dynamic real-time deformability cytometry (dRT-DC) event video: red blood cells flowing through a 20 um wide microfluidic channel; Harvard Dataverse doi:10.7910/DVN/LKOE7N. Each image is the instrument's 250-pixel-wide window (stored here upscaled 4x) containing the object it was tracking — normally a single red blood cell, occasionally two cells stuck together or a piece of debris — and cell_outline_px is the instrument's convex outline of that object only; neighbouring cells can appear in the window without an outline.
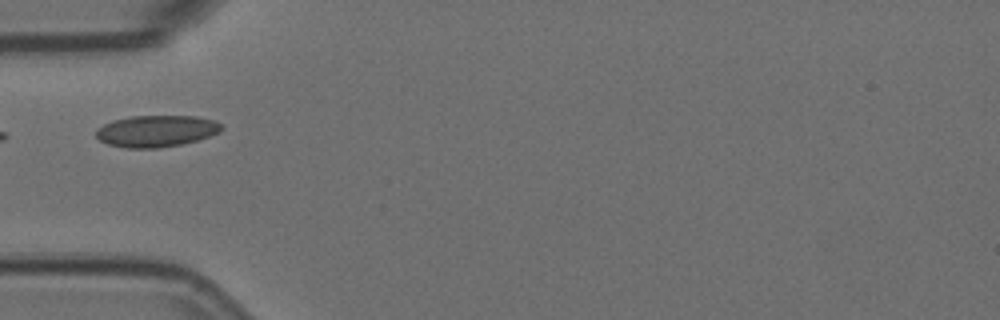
{"species": "Egyptian fruit bat (a non-hibernating species)", "species_latin": "Rousettus aegyptiacus", "temperature_condition": "room temperature", "stored_images_in_passage": 8, "camera_frame_rate_fps": 3000, "um_per_image_px": 0.085, "animal": {"sex": "female"}, "frame": {"image": 1, "passage_image": 3, "time_ms": 0.667, "image_size_px": [1000, 320], "cell_outline_px": [[224, 128], [220, 132], [196, 140], [180, 144], [156, 148], [124, 148], [108, 144], [100, 140], [96, 136], [96, 128], [112, 120], [132, 116], [196, 116], [212, 120], [220, 124]], "centroid_in_image_um": [13.25, 11.14], "position_along_channel_um": 71.7, "area_um2": 23.0}}
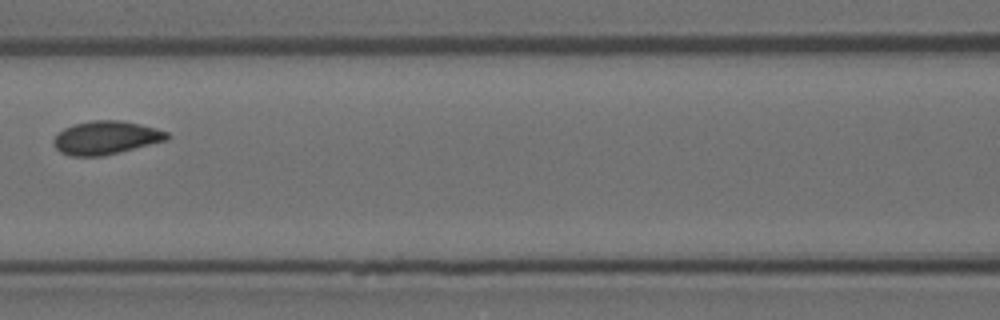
{"frame": {"image": 2, "passage_image": 5, "time_ms": 1.333, "image_size_px": [1000, 320], "cell_outline_px": [[172, 136], [168, 140], [104, 156], [72, 156], [60, 152], [52, 144], [52, 140], [64, 128], [72, 124], [92, 120], [120, 120], [140, 124], [156, 128], [168, 132]], "centroid_in_image_um": [9.02, 11.7], "position_along_channel_um": 157.6, "area_um2": 22.25}}
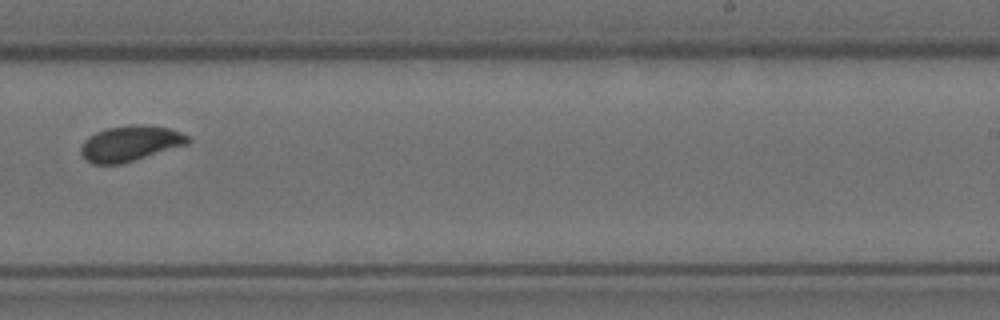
{"frame": {"image": 3, "passage_image": 8, "time_ms": 2.333, "image_size_px": [1000, 320], "cell_outline_px": [[192, 140], [188, 144], [124, 164], [92, 164], [84, 160], [80, 152], [80, 148], [84, 140], [88, 136], [104, 128], [128, 124], [144, 124], [168, 128], [180, 132], [188, 136]], "centroid_in_image_um": [11.04, 12.19], "position_along_channel_um": 278.0, "area_um2": 22.66}}